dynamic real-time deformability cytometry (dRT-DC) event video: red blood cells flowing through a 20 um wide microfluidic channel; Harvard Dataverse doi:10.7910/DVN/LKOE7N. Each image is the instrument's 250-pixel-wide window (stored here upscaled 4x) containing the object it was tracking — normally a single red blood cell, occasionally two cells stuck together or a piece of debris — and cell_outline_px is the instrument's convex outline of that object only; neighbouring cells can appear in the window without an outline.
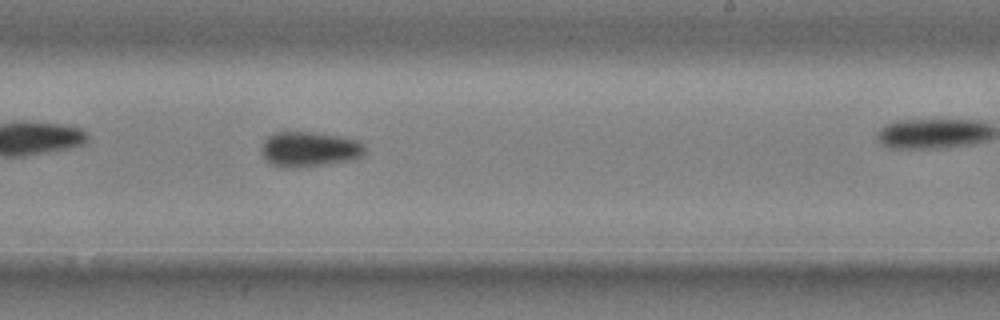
{"species": "common noctule bat (a hibernating species)", "species_latin": "Nyctalus noctula", "temperature_condition": "cold", "stored_images_in_passage": 37, "camera_frame_rate_fps": 3000, "um_per_image_px": 0.085, "animal": {"sex": "male", "body_mass_g": 20.4}, "frame": {"image": 1, "passage_image": 27, "time_ms": 8.667, "image_size_px": [1000, 320], "cell_outline_px": [[364, 156], [356, 160], [304, 168], [280, 168], [264, 160], [260, 148], [264, 140], [272, 132], [308, 132], [336, 136], [356, 140], [364, 144]], "centroid_in_image_um": [26.27, 12.72], "position_along_channel_um": 262.7, "area_um2": 21.68}}